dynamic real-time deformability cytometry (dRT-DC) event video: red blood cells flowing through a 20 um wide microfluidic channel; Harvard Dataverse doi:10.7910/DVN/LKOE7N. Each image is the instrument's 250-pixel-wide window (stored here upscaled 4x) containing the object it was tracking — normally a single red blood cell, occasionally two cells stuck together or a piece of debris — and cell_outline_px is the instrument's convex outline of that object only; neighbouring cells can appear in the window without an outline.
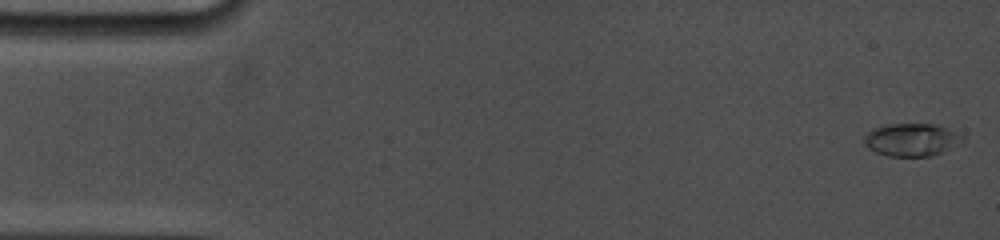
{"species": "common noctule bat (a hibernating species)", "species_latin": "Nyctalus noctula", "temperature_condition": "cold", "stored_images_in_passage": 15, "camera_frame_rate_fps": 5000, "um_per_image_px": 0.085, "animal": {"sex": "female", "body_mass_g": 19.0, "forearm_length_mm": 53.3}, "frame": {"image": 1, "passage_image": 1, "time_ms": 0.0, "image_size_px": [1000, 240], "cell_outline_px": [[964, 144], [944, 152], [932, 156], [888, 156], [876, 152], [868, 148], [864, 144], [864, 136], [872, 128], [888, 124], [936, 124], [964, 136]], "centroid_in_image_um": [77.52, 11.89], "position_along_channel_um": 7.5, "area_um2": 19.07}}
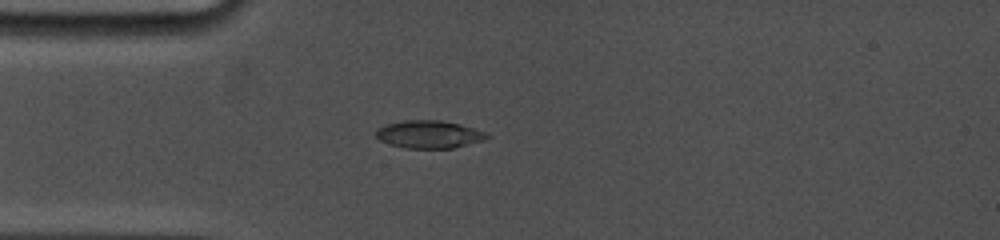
{"frame": {"image": 2, "passage_image": 11, "time_ms": 4.2, "image_size_px": [1000, 240], "cell_outline_px": [[492, 136], [484, 140], [452, 148], [404, 148], [388, 144], [380, 140], [376, 136], [376, 128], [388, 124], [404, 120], [440, 120], [460, 124], [488, 132]], "centroid_in_image_um": [36.49, 11.42], "position_along_channel_um": 48.5, "area_um2": 18.03}}
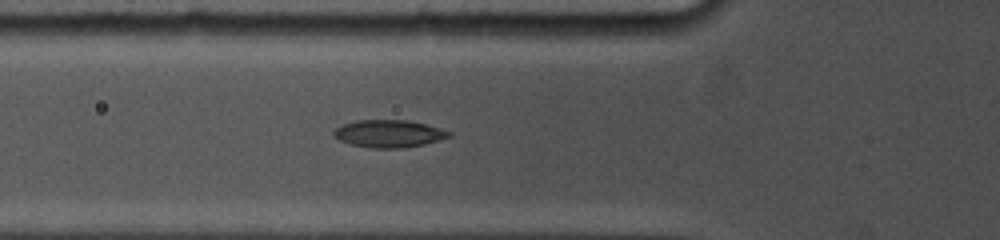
{"frame": {"image": 3, "passage_image": 14, "time_ms": 5.6, "image_size_px": [1000, 240], "cell_outline_px": [[452, 136], [440, 140], [424, 144], [404, 148], [368, 148], [352, 144], [340, 140], [332, 132], [336, 128], [344, 124], [356, 120], [408, 120], [440, 128], [452, 132]], "centroid_in_image_um": [33.09, 11.36], "position_along_channel_um": 92.7, "area_um2": 18.38}}